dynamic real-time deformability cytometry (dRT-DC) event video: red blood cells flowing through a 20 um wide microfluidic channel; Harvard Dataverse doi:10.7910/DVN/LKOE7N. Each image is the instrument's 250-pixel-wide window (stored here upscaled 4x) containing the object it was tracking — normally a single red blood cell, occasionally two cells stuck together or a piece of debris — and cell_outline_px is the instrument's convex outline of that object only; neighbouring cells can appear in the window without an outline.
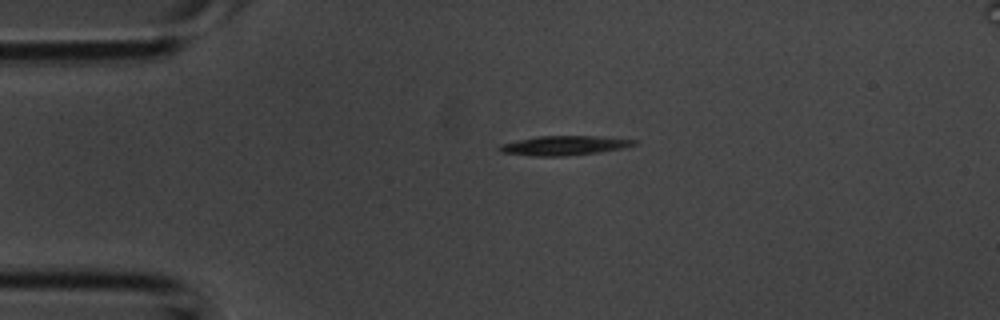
{"species": "common noctule bat (a hibernating species)", "species_latin": "Nyctalus noctula", "temperature_condition": "room temperature", "stored_images_in_passage": 3, "camera_frame_rate_fps": 3000, "um_per_image_px": 0.085, "animal": {"sex": "male", "body_mass_g": 20.1, "forearm_length_mm": 53.5}, "frame": {"image": 1, "passage_image": 3, "time_ms": 0.667, "image_size_px": [1000, 320], "cell_outline_px": [[636, 144], [624, 148], [600, 152], [564, 156], [532, 156], [500, 152], [496, 148], [500, 144], [536, 136], [596, 136], [636, 140]], "centroid_in_image_um": [47.91, 12.37], "position_along_channel_um": 37.1, "area_um2": 15.26}}